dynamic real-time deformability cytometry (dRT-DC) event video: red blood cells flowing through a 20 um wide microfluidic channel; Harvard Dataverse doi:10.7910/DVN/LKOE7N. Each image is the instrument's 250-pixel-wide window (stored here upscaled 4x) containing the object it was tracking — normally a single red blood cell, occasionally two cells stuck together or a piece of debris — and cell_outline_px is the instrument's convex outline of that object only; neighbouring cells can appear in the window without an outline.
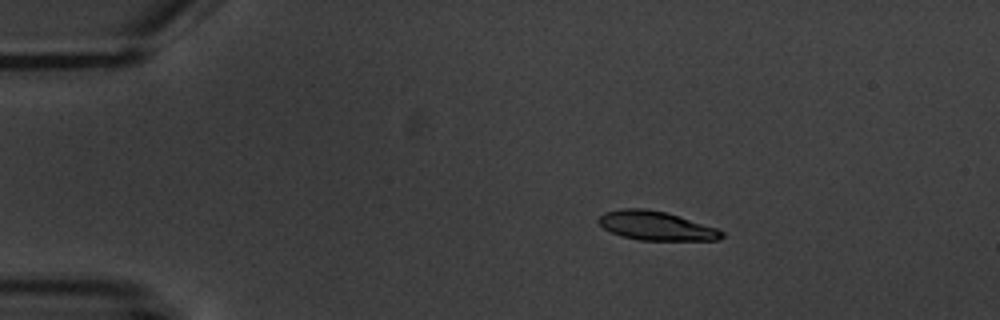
{"species": "common noctule bat (a hibernating species)", "species_latin": "Nyctalus noctula", "temperature_condition": "warm", "stored_images_in_passage": 5, "camera_frame_rate_fps": 3000, "um_per_image_px": 0.085, "animal": {"sex": "male", "body_mass_g": 20.1, "forearm_length_mm": 53.5}, "frame": {"image": 1, "passage_image": 3, "time_ms": 3.333, "image_size_px": [1000, 320], "cell_outline_px": [[724, 236], [720, 240], [640, 240], [624, 236], [612, 232], [604, 228], [596, 220], [604, 212], [620, 208], [644, 208], [664, 212], [716, 228], [724, 232]], "centroid_in_image_um": [55.75, 19.19], "position_along_channel_um": 29.3, "area_um2": 20.52}}